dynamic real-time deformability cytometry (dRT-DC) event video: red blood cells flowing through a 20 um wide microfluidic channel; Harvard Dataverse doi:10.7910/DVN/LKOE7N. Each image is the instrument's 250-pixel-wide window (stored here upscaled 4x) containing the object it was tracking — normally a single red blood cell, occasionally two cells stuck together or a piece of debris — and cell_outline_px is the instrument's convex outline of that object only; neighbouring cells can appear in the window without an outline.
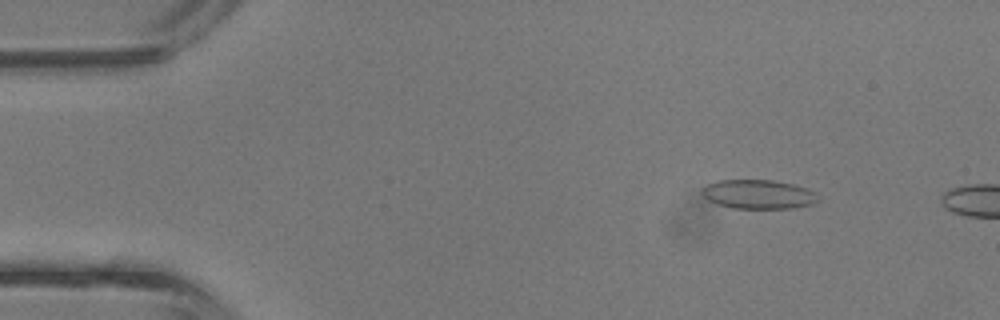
{"species": "common noctule bat (a hibernating species)", "species_latin": "Nyctalus noctula", "temperature_condition": "room temperature", "stored_images_in_passage": 9, "camera_frame_rate_fps": 3000, "um_per_image_px": 0.085, "animal": {"sex": "male", "body_mass_g": 13.3}, "frame": {"image": 1, "passage_image": 6, "time_ms": 1.667, "image_size_px": [1000, 320], "cell_outline_px": [[820, 200], [812, 204], [792, 208], [732, 208], [708, 200], [700, 192], [708, 184], [716, 180], [772, 180], [792, 184], [808, 188], [816, 192]], "centroid_in_image_um": [64.5, 16.51], "position_along_channel_um": 20.5, "area_um2": 19.65}}